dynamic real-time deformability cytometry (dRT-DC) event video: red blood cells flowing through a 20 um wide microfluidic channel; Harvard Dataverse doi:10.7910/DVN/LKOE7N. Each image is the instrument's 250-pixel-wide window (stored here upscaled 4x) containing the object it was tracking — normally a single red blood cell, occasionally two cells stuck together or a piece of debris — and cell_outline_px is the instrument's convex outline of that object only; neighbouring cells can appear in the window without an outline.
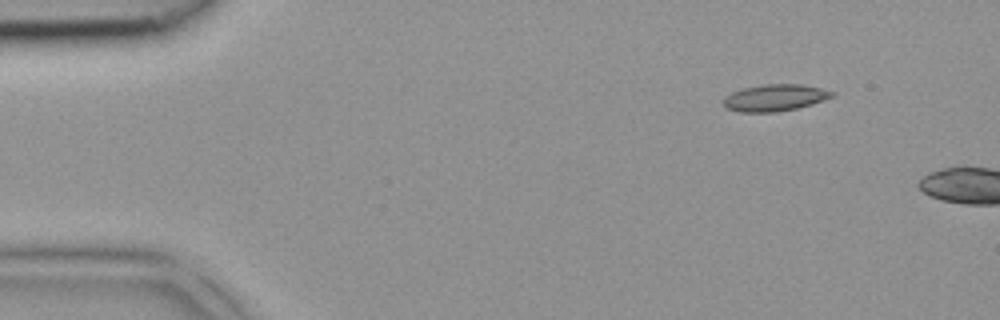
{"species": "common noctule bat (a hibernating species)", "species_latin": "Nyctalus noctula", "temperature_condition": "room temperature", "stored_images_in_passage": 2, "camera_frame_rate_fps": 3000, "um_per_image_px": 0.085, "animal": {"sex": "female", "body_mass_g": 18.4}, "frame": {"image": 1, "passage_image": 1, "time_ms": 0.0, "image_size_px": [1000, 320], "cell_outline_px": [[836, 96], [812, 104], [796, 108], [776, 112], [740, 112], [728, 108], [720, 100], [724, 96], [732, 92], [744, 88], [764, 84], [800, 84], [820, 88], [836, 92]], "centroid_in_image_um": [65.87, 8.3], "position_along_channel_um": 19.1, "area_um2": 16.99}}